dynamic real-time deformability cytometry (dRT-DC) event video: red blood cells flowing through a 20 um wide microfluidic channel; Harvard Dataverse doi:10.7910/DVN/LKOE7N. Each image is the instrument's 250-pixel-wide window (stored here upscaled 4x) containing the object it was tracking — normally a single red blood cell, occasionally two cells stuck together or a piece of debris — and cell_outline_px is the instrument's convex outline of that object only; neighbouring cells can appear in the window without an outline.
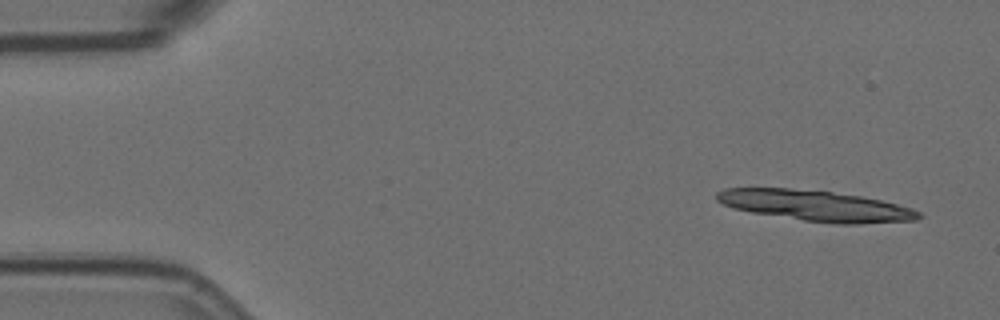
{"species": "Egyptian fruit bat (a non-hibernating species)", "species_latin": "Rousettus aegyptiacus", "temperature_condition": "room temperature", "stored_images_in_passage": 5, "camera_frame_rate_fps": 3000, "um_per_image_px": 0.085, "animal": {"sex": "female"}, "frame": {"image": 1, "passage_image": 1, "time_ms": 0.0, "image_size_px": [1000, 320], "cell_outline_px": [[924, 216], [916, 220], [856, 224], [836, 224], [804, 220], [752, 212], [736, 208], [724, 204], [716, 200], [716, 192], [724, 188], [792, 188], [832, 192], [860, 196], [880, 200], [912, 208], [920, 212]], "centroid_in_image_um": [69.35, 17.48], "position_along_channel_um": 15.6, "area_um2": 35.89}}
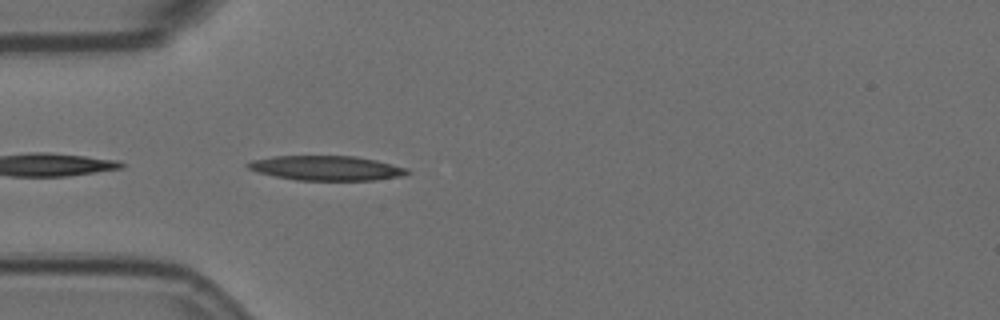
{"frame": {"image": 2, "passage_image": 5, "time_ms": 1.333, "image_size_px": [1000, 320], "cell_outline_px": [[412, 172], [404, 176], [372, 180], [296, 180], [276, 176], [260, 172], [248, 168], [244, 164], [252, 160], [276, 156], [356, 156], [376, 160], [408, 168]], "centroid_in_image_um": [27.8, 14.28], "position_along_channel_um": 57.2, "area_um2": 22.83}}